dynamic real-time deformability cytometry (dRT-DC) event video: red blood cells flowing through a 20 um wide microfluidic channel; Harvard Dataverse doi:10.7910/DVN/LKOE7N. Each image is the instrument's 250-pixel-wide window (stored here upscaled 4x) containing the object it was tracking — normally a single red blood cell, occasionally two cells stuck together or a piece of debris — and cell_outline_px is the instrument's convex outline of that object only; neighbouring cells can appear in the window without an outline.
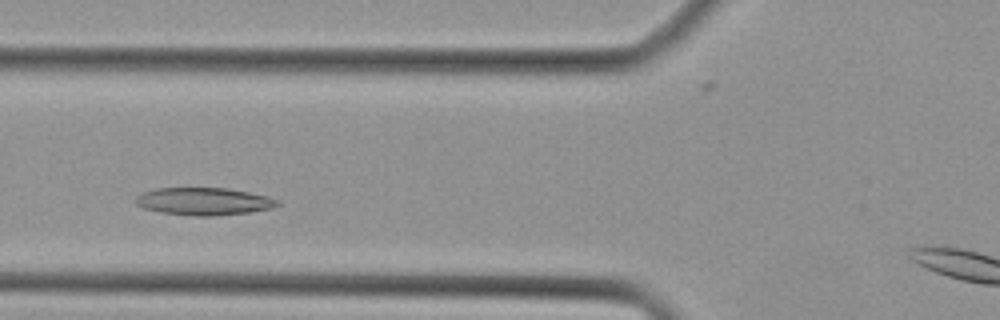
{"species": "Egyptian fruit bat (a non-hibernating species)", "species_latin": "Rousettus aegyptiacus", "temperature_condition": "cold", "stored_images_in_passage": 34, "segment_of_instrument_passage": [1, 2], "camera_frame_rate_fps": 3000, "um_per_image_px": 0.085, "animal": {"sex": "female"}, "frame": {"image": 1, "passage_image": 8, "time_ms": 2.333, "image_size_px": [1000, 320], "cell_outline_px": [[280, 204], [272, 208], [248, 212], [212, 216], [196, 216], [160, 212], [144, 208], [136, 204], [136, 196], [144, 192], [156, 188], [228, 188], [268, 196], [280, 200]], "centroid_in_image_um": [17.35, 17.11], "position_along_channel_um": 108.5, "area_um2": 22.66}}
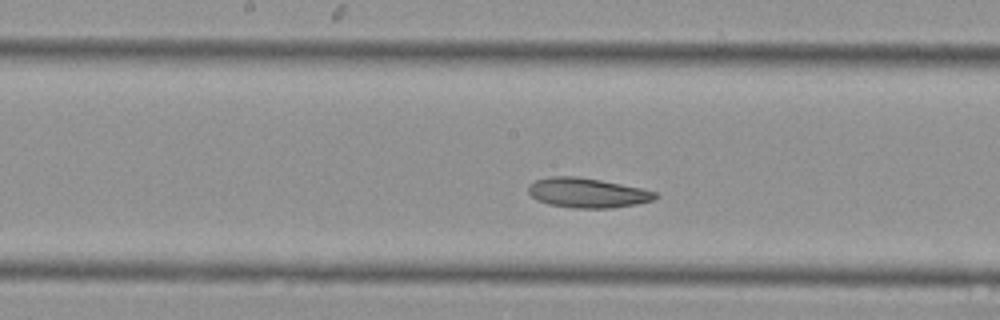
{"frame": {"image": 2, "passage_image": 14, "time_ms": 4.333, "image_size_px": [1000, 320], "cell_outline_px": [[660, 196], [652, 200], [636, 204], [612, 208], [572, 208], [548, 204], [536, 200], [528, 192], [528, 184], [536, 180], [552, 176], [576, 176], [600, 180], [640, 188], [656, 192]], "centroid_in_image_um": [49.89, 16.39], "position_along_channel_um": 198.3, "area_um2": 21.96}}
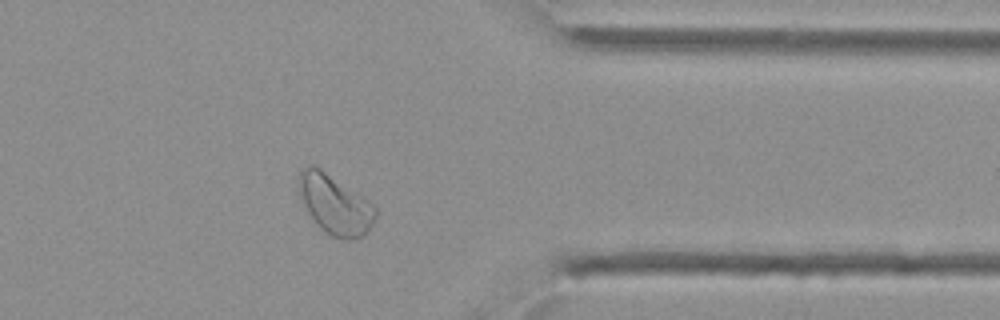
{"frame": {"image": 3, "passage_image": 27, "time_ms": 8.667, "image_size_px": [1000, 320], "cell_outline_px": [[376, 216], [372, 224], [364, 236], [352, 240], [344, 240], [332, 236], [320, 228], [312, 220], [300, 200], [296, 184], [296, 180], [300, 172], [304, 168], [312, 164], [316, 164], [372, 204], [376, 208]], "centroid_in_image_um": [28.4, 17.38], "position_along_channel_um": 383.0, "area_um2": 26.88}}